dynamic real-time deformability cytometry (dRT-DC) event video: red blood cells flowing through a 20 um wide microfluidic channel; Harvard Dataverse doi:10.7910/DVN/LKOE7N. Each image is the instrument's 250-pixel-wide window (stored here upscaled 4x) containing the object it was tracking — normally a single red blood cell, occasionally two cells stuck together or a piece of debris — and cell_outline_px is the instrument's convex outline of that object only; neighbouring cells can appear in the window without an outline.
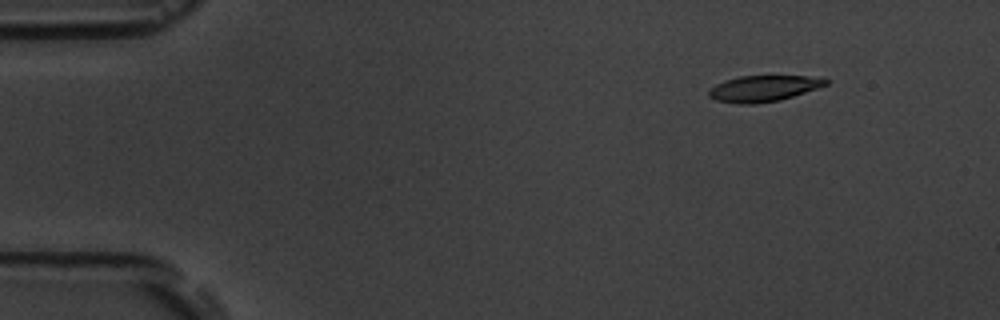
{"species": "common noctule bat (a hibernating species)", "species_latin": "Nyctalus noctula", "temperature_condition": "room temperature", "stored_images_in_passage": 5, "camera_frame_rate_fps": 3000, "um_per_image_px": 0.085, "animal": {"sex": "male", "body_mass_g": 19.5, "forearm_length_mm": 54.6}, "frame": {"image": 1, "passage_image": 2, "time_ms": 1.333, "image_size_px": [1000, 320], "cell_outline_px": [[828, 84], [780, 100], [756, 104], [740, 104], [716, 100], [708, 96], [708, 92], [716, 84], [724, 80], [740, 76], [824, 76], [828, 80]], "centroid_in_image_um": [64.91, 7.51], "position_along_channel_um": 20.1, "area_um2": 17.74}}